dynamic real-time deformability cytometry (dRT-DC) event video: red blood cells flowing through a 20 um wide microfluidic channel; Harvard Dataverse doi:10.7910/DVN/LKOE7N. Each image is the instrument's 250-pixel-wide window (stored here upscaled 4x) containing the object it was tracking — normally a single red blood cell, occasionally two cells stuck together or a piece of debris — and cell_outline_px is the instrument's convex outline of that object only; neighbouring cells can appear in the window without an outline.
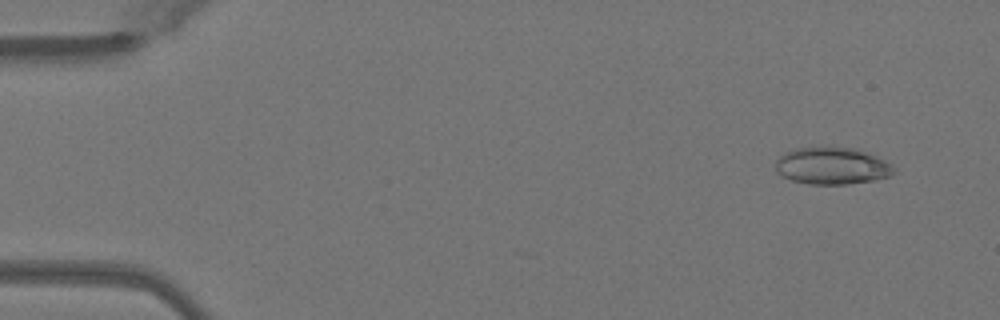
{"species": "Egyptian fruit bat (a non-hibernating species)", "species_latin": "Rousettus aegyptiacus", "temperature_condition": "warm", "stored_images_in_passage": 7, "camera_frame_rate_fps": 3000, "um_per_image_px": 0.085, "animal": {"sex": "female"}, "frame": {"image": 1, "passage_image": 4, "time_ms": 1.0, "image_size_px": [1000, 320], "cell_outline_px": [[896, 172], [892, 176], [876, 180], [848, 184], [808, 184], [792, 180], [780, 176], [776, 172], [776, 160], [784, 152], [796, 148], [832, 144], [856, 148], [876, 156], [892, 164], [896, 168]], "centroid_in_image_um": [70.74, 14.07], "position_along_channel_um": 14.3, "area_um2": 26.53}}